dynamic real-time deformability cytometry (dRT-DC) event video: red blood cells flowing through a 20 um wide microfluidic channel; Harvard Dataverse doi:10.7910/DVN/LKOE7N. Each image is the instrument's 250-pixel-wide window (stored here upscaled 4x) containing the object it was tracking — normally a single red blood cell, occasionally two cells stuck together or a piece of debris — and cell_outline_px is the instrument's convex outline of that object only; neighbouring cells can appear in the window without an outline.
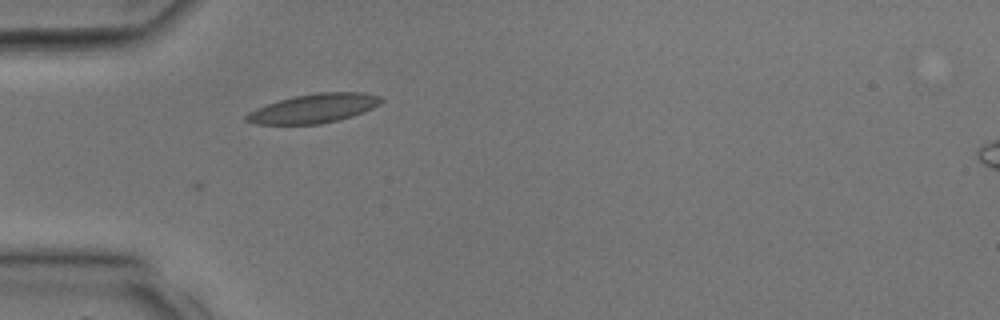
{"species": "common noctule bat (a hibernating species)", "species_latin": "Nyctalus noctula", "temperature_condition": "room temperature", "stored_images_in_passage": 22, "camera_frame_rate_fps": 3000, "um_per_image_px": 0.085, "animal": {"sex": "male", "body_mass_g": 17.9, "forearm_length_mm": 54.2}, "frame": {"image": 1, "passage_image": 4, "time_ms": 1.0, "image_size_px": [1000, 320], "cell_outline_px": [[384, 100], [380, 104], [364, 112], [352, 116], [320, 124], [256, 124], [244, 120], [244, 116], [248, 112], [256, 108], [280, 100], [296, 96], [316, 92], [364, 92], [380, 96]], "centroid_in_image_um": [26.68, 9.21], "position_along_channel_um": 58.3, "area_um2": 22.77}}
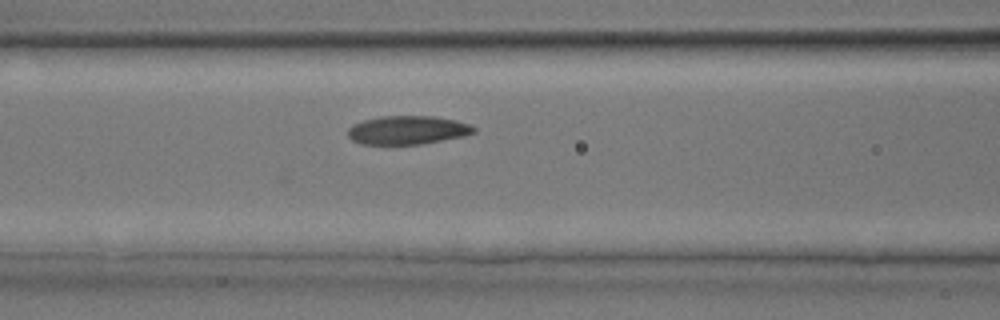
{"frame": {"image": 2, "passage_image": 8, "time_ms": 2.333, "image_size_px": [1000, 320], "cell_outline_px": [[476, 132], [464, 136], [424, 144], [360, 144], [352, 140], [348, 136], [348, 128], [352, 124], [364, 120], [380, 116], [432, 116], [456, 120], [468, 124], [476, 128]], "centroid_in_image_um": [34.64, 11.06], "position_along_channel_um": 132.0, "area_um2": 21.1}}
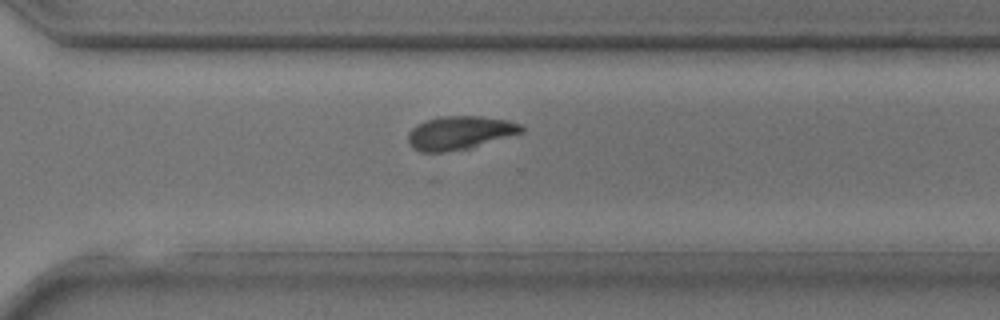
{"frame": {"image": 3, "passage_image": 18, "time_ms": 5.667, "image_size_px": [1000, 320], "cell_outline_px": [[524, 132], [464, 148], [444, 152], [420, 152], [412, 148], [408, 144], [408, 132], [416, 124], [428, 120], [444, 116], [484, 116], [508, 120], [520, 124], [524, 128]], "centroid_in_image_um": [39.04, 11.27], "position_along_channel_um": 331.6, "area_um2": 21.79}}